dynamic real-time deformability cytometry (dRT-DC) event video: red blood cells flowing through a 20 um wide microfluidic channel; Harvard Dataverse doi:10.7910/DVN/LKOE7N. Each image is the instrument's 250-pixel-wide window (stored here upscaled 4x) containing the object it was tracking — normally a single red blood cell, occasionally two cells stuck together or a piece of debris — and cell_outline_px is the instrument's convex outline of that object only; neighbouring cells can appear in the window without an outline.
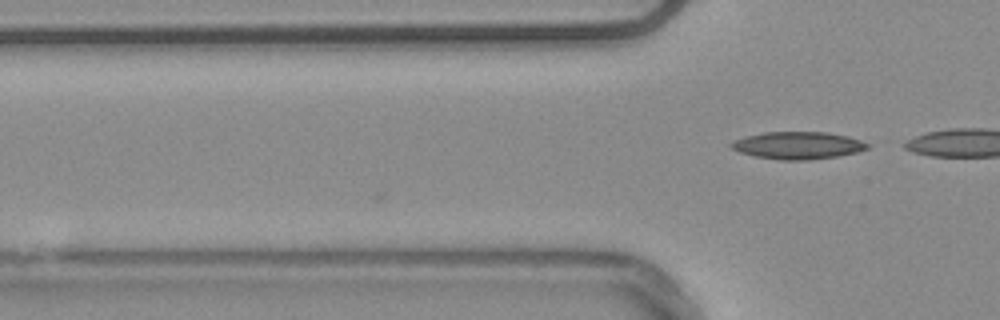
{"species": "common noctule bat (a hibernating species)", "species_latin": "Nyctalus noctula", "temperature_condition": "warm", "stored_images_in_passage": 3, "camera_frame_rate_fps": 3000, "um_per_image_px": 0.085, "animal": {"sex": "male", "body_mass_g": 20.4}, "frame": {"image": 1, "passage_image": 3, "time_ms": 0.667, "image_size_px": [1000, 320], "cell_outline_px": [[872, 144], [868, 148], [856, 152], [836, 156], [808, 160], [780, 160], [756, 156], [740, 152], [732, 148], [728, 144], [732, 140], [744, 136], [764, 132], [828, 132], [848, 136]], "centroid_in_image_um": [67.8, 12.35], "position_along_channel_um": 58.0, "area_um2": 21.79}}